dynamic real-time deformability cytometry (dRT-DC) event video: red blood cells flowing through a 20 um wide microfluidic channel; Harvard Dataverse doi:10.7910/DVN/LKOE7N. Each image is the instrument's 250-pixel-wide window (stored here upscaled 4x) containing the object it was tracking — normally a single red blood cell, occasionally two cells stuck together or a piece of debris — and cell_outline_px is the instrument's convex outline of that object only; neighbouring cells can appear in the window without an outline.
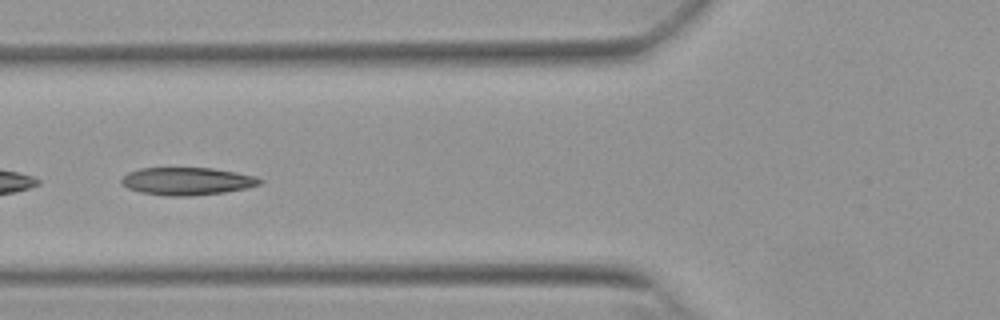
{"species": "Egyptian fruit bat (a non-hibernating species)", "species_latin": "Rousettus aegyptiacus", "temperature_condition": "warm", "stored_images_in_passage": 13, "camera_frame_rate_fps": 3000, "um_per_image_px": 0.085, "animal": {"sex": "female"}, "frame": {"image": 1, "passage_image": 7, "time_ms": 2.0, "image_size_px": [1000, 320], "cell_outline_px": [[264, 180], [260, 184], [244, 188], [224, 192], [188, 196], [168, 196], [140, 192], [128, 188], [120, 184], [120, 180], [128, 172], [140, 168], [212, 168], [236, 172], [256, 176]], "centroid_in_image_um": [15.88, 15.4], "position_along_channel_um": 109.9, "area_um2": 22.25}}
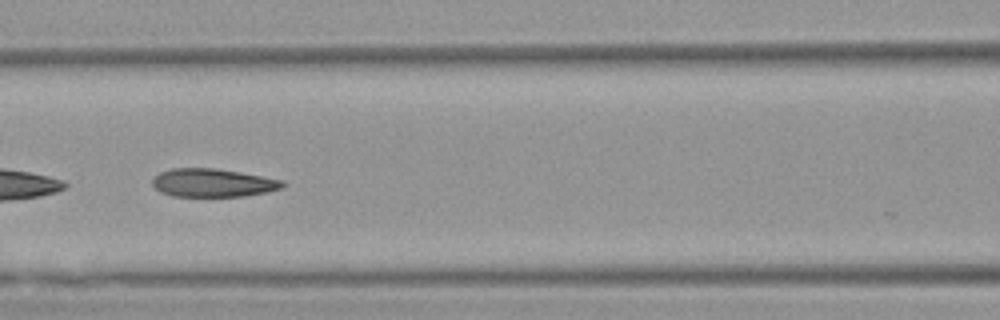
{"frame": {"image": 2, "passage_image": 10, "time_ms": 3.0, "image_size_px": [1000, 320], "cell_outline_px": [[288, 184], [280, 188], [268, 192], [244, 196], [172, 196], [160, 192], [152, 184], [152, 176], [160, 172], [172, 168], [216, 168], [240, 172], [284, 180]], "centroid_in_image_um": [18.09, 15.53], "position_along_channel_um": 148.5, "area_um2": 21.62}}